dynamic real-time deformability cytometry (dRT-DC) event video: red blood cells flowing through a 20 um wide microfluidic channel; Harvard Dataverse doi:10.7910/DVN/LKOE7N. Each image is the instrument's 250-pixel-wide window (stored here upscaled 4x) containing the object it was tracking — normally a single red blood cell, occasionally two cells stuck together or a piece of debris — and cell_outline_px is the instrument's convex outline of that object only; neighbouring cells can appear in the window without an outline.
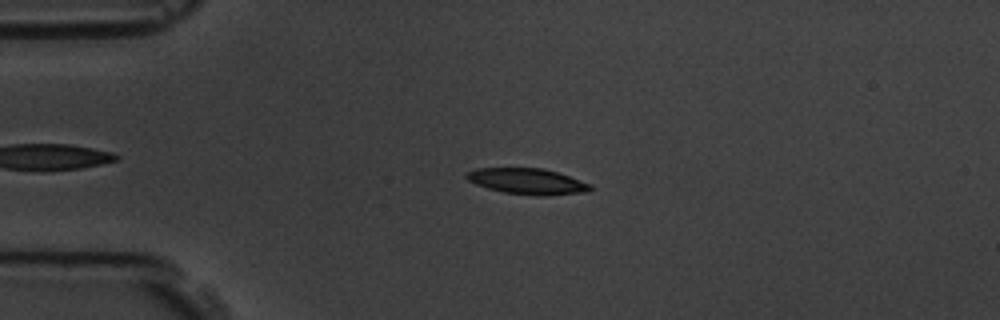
{"species": "common noctule bat (a hibernating species)", "species_latin": "Nyctalus noctula", "temperature_condition": "room temperature", "stored_images_in_passage": 48, "camera_frame_rate_fps": 3000, "um_per_image_px": 0.085, "animal": {"sex": "male", "body_mass_g": 19.5, "forearm_length_mm": 54.6}, "frame": {"image": 1, "passage_image": 4, "time_ms": 1.0, "image_size_px": [1000, 320], "cell_outline_px": [[592, 188], [588, 192], [548, 196], [536, 196], [504, 192], [488, 188], [476, 184], [468, 180], [464, 176], [464, 172], [476, 168], [544, 168], [592, 184]], "centroid_in_image_um": [44.82, 15.41], "position_along_channel_um": 40.2, "area_um2": 18.84}}
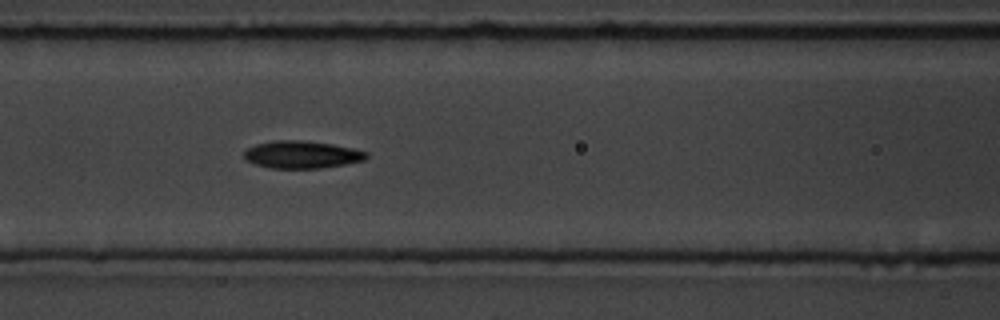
{"frame": {"image": 2, "passage_image": 15, "time_ms": 4.667, "image_size_px": [1000, 320], "cell_outline_px": [[368, 156], [364, 160], [344, 164], [320, 168], [272, 168], [256, 164], [244, 160], [244, 152], [248, 148], [256, 144], [272, 140], [300, 140], [332, 144], [352, 148], [368, 152]], "centroid_in_image_um": [25.63, 13.13], "position_along_channel_um": 141.0, "area_um2": 19.48}}
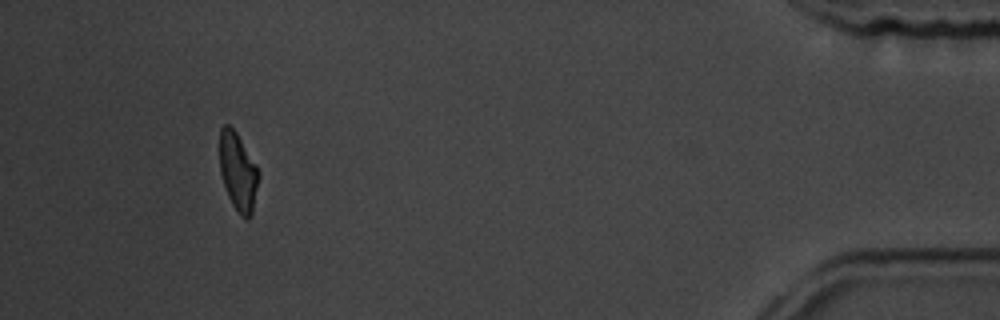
{"frame": {"image": 3, "passage_image": 44, "time_ms": 14.333, "image_size_px": [1000, 320], "cell_outline_px": [[260, 172], [252, 216], [248, 220], [244, 220], [240, 216], [232, 204], [228, 196], [220, 172], [220, 128], [224, 124], [228, 124], [236, 132], [256, 164]], "centroid_in_image_um": [20.25, 14.64], "position_along_channel_um": 415.0, "area_um2": 17.86}, "authors_computed_cell_mechanics": {"area_um2": 18.6983, "velocity_mm_per_s": 3.5405, "shape_relaxation_time_tau1_ms": 3.6648, "shape_relaxation_time_tau2_ms": 5.8345, "deformation_change_tau1": 0.1325, "deformation_change_tau2": 0.1371}}